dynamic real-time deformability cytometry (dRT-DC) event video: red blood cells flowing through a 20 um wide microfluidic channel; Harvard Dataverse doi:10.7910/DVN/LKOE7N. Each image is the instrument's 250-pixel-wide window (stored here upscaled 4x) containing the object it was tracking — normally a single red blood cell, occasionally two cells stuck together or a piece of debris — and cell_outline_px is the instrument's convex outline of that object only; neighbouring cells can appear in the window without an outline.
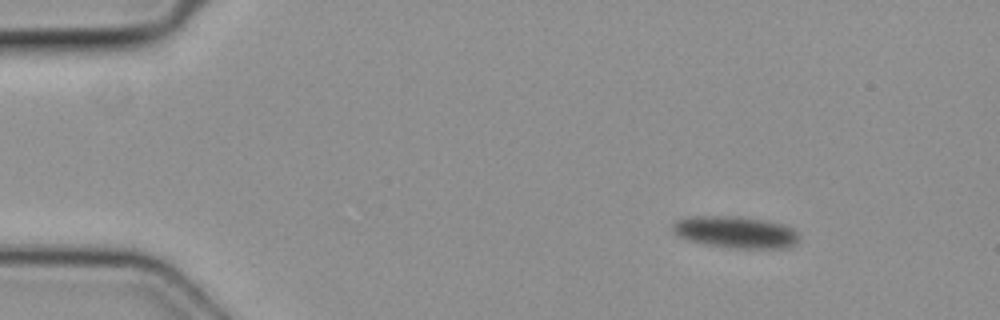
{"species": "common noctule bat (a hibernating species)", "species_latin": "Nyctalus noctula", "temperature_condition": "cold", "stored_images_in_passage": 7, "camera_frame_rate_fps": 3000, "um_per_image_px": 0.085, "animal": {"sex": "female", "body_mass_g": 19.3, "forearm_length_mm": 54.1}, "frame": {"image": 1, "passage_image": 3, "time_ms": 0.667, "image_size_px": [1000, 320], "cell_outline_px": [[800, 236], [796, 244], [788, 248], [732, 248], [704, 244], [688, 240], [676, 236], [672, 232], [672, 224], [676, 220], [692, 216], [740, 216], [780, 224], [792, 228]], "centroid_in_image_um": [62.48, 19.74], "position_along_channel_um": 22.5, "area_um2": 23.52}}
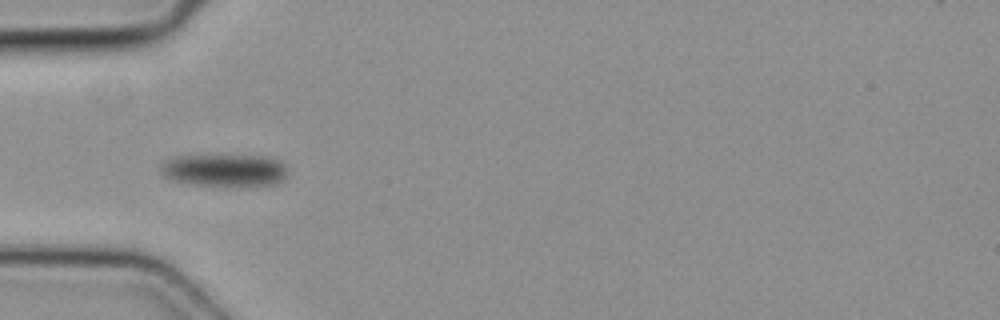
{"frame": {"image": 2, "passage_image": 6, "time_ms": 1.667, "image_size_px": [1000, 320], "cell_outline_px": [[288, 176], [280, 184], [228, 188], [196, 184], [172, 180], [164, 176], [160, 172], [160, 164], [164, 160], [176, 156], [268, 156], [280, 160], [284, 164], [288, 172]], "centroid_in_image_um": [19.15, 14.51], "position_along_channel_um": 65.9, "area_um2": 24.85}}